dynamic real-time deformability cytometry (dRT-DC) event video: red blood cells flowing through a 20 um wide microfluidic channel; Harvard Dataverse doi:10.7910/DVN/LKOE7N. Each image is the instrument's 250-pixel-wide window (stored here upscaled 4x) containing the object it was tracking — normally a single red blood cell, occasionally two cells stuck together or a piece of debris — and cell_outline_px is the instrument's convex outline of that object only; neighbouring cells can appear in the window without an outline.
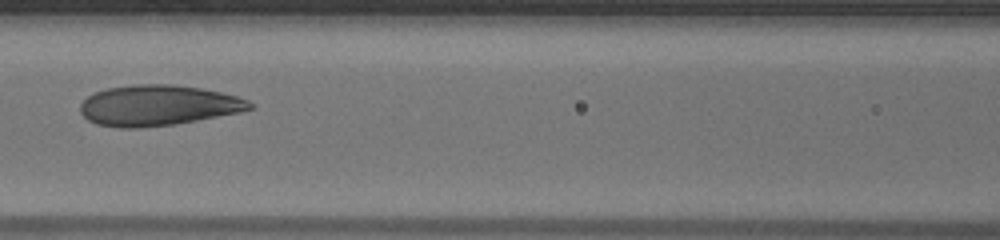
{"species": "human", "species_latin": "Homo sapiens", "temperature_condition": "warm", "stored_images_in_passage": 35, "camera_frame_rate_fps": 3000, "um_per_image_px": 0.085, "donor": {"sex": "male"}, "frame": {"image": 1, "passage_image": 21, "time_ms": 6.667, "image_size_px": [1000, 240], "cell_outline_px": [[256, 108], [240, 112], [196, 120], [172, 124], [136, 128], [120, 128], [96, 124], [88, 120], [80, 112], [80, 104], [88, 96], [96, 92], [108, 88], [136, 84], [172, 84], [200, 88], [220, 92], [236, 96], [248, 100]], "centroid_in_image_um": [13.43, 8.96], "position_along_channel_um": 153.2, "area_um2": 39.88}}
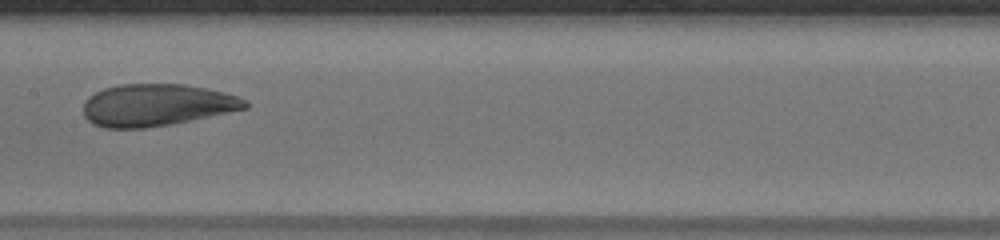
{"frame": {"image": 2, "passage_image": 24, "time_ms": 7.667, "image_size_px": [1000, 240], "cell_outline_px": [[248, 108], [168, 124], [144, 128], [104, 128], [92, 124], [84, 116], [84, 100], [88, 96], [104, 88], [120, 84], [184, 84], [224, 92], [248, 100]], "centroid_in_image_um": [13.27, 8.92], "position_along_channel_um": 194.1, "area_um2": 39.42}}